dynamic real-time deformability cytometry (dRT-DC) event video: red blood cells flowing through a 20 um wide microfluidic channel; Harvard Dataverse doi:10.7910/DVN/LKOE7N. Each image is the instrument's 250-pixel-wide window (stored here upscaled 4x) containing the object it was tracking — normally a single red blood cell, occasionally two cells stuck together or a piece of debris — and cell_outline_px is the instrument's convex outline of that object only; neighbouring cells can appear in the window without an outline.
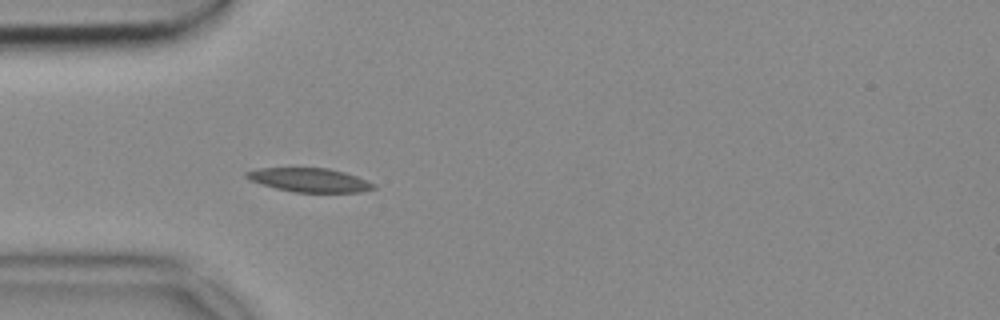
{"species": "common noctule bat (a hibernating species)", "species_latin": "Nyctalus noctula", "temperature_condition": "cold", "stored_images_in_passage": 15, "camera_frame_rate_fps": 3000, "um_per_image_px": 0.085, "animal": {"sex": "female", "body_mass_g": 18.4}, "frame": {"image": 1, "passage_image": 5, "time_ms": 1.333, "image_size_px": [1000, 320], "cell_outline_px": [[376, 188], [360, 192], [292, 192], [276, 188], [248, 180], [244, 176], [244, 172], [260, 168], [328, 168], [344, 172], [368, 180], [376, 184]], "centroid_in_image_um": [26.3, 15.3], "position_along_channel_um": 58.7, "area_um2": 17.74}}